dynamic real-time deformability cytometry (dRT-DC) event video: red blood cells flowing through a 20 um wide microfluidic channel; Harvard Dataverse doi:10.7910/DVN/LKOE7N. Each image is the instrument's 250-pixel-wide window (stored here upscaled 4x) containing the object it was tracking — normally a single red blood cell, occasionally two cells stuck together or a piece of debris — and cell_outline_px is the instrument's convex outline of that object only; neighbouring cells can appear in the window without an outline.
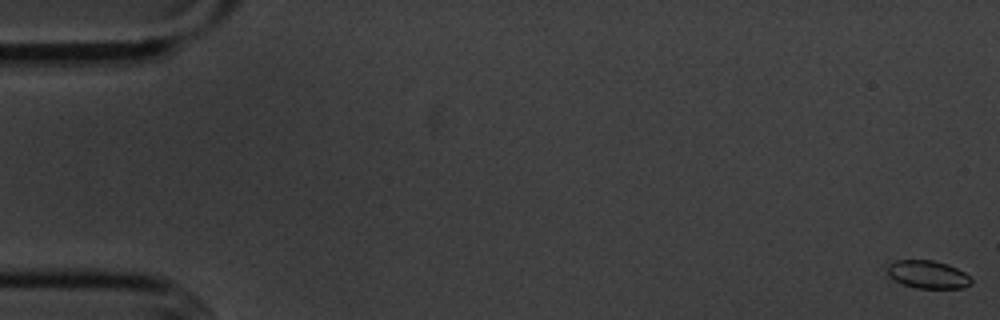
{"species": "common noctule bat (a hibernating species)", "species_latin": "Nyctalus noctula", "temperature_condition": "cold", "stored_images_in_passage": 56, "camera_frame_rate_fps": 3000, "um_per_image_px": 0.085, "animal": {"sex": "male", "body_mass_g": 20.1, "forearm_length_mm": 53.5}, "frame": {"image": 1, "passage_image": 1, "time_ms": 0.0, "image_size_px": [1000, 320], "cell_outline_px": [[972, 284], [964, 288], [916, 288], [904, 284], [888, 276], [888, 264], [896, 260], [932, 260], [948, 264], [964, 272], [972, 280]], "centroid_in_image_um": [78.88, 23.33], "position_along_channel_um": 6.1, "area_um2": 13.58}}
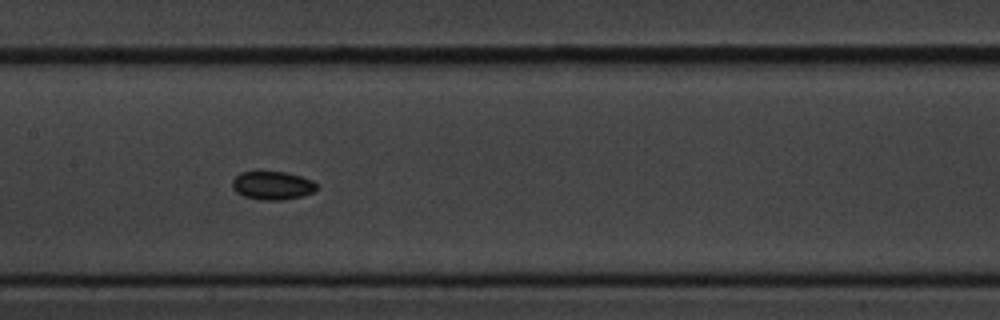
{"frame": {"image": 2, "passage_image": 28, "time_ms": 9.0, "image_size_px": [1000, 320], "cell_outline_px": [[316, 188], [312, 192], [300, 196], [284, 200], [260, 200], [244, 196], [236, 192], [232, 188], [232, 180], [240, 172], [284, 172], [300, 176], [312, 180], [316, 184]], "centroid_in_image_um": [23.12, 15.77], "position_along_channel_um": 184.3, "area_um2": 13.81}}
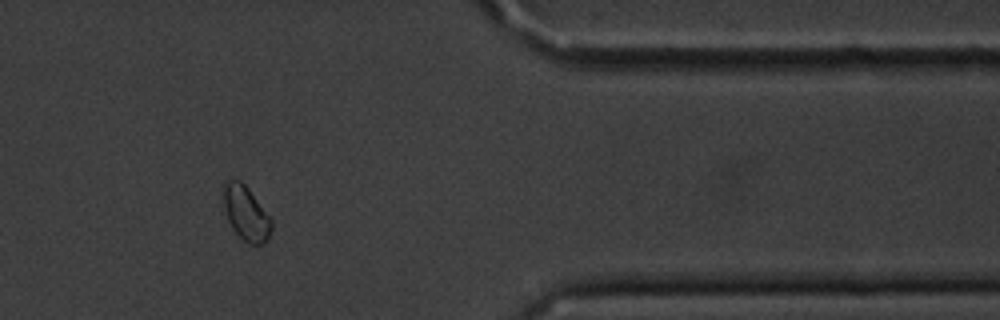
{"frame": {"image": 3, "passage_image": 47, "time_ms": 15.333, "image_size_px": [1000, 320], "cell_outline_px": [[272, 228], [268, 240], [264, 244], [248, 244], [232, 228], [228, 220], [224, 208], [224, 184], [228, 180], [240, 180], [248, 188], [272, 220]], "centroid_in_image_um": [20.93, 18.15], "position_along_channel_um": 390.5, "area_um2": 15.03}}